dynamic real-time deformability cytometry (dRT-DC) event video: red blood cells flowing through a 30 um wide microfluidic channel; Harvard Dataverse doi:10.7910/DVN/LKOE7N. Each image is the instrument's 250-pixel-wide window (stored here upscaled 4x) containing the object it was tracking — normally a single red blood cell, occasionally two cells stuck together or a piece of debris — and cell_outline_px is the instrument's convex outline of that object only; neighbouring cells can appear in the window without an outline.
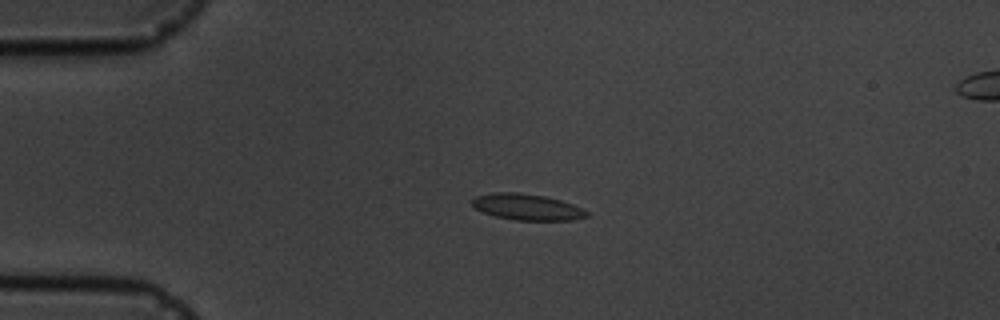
{"species": "common noctule bat (a hibernating species)", "species_latin": "Nyctalus noctula", "temperature_condition": "cold", "stored_images_in_passage": 6, "camera_frame_rate_fps": 3000, "um_per_image_px": 0.085, "animal": {"sex": "male", "body_mass_g": 19.5, "forearm_length_mm": 54.6}, "frame": {"image": 1, "passage_image": 4, "time_ms": 4.333, "image_size_px": [1000, 320], "cell_outline_px": [[588, 216], [572, 220], [516, 220], [496, 216], [484, 212], [476, 208], [472, 204], [472, 200], [476, 196], [496, 192], [516, 192], [544, 196], [560, 200], [584, 208], [588, 212]], "centroid_in_image_um": [44.83, 17.59], "position_along_channel_um": 40.2, "area_um2": 17.28}}